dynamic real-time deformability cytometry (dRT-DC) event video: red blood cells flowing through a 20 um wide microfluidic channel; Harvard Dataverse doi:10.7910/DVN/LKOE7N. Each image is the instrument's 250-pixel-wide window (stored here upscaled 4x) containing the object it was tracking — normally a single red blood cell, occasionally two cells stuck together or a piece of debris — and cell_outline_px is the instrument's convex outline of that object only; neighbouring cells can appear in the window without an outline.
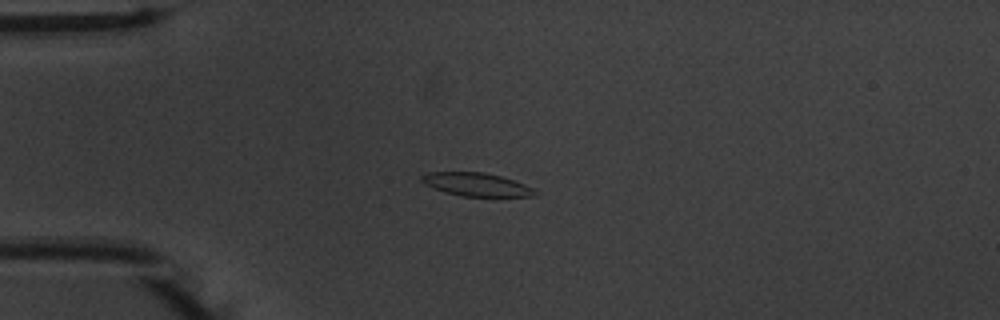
{"species": "common noctule bat (a hibernating species)", "species_latin": "Nyctalus noctula", "temperature_condition": "warm", "stored_images_in_passage": 43, "camera_frame_rate_fps": 3000, "um_per_image_px": 0.085, "animal": {"sex": "male", "body_mass_g": 20.1, "forearm_length_mm": 53.5}, "frame": {"image": 1, "passage_image": 3, "time_ms": 0.667, "image_size_px": [1000, 320], "cell_outline_px": [[540, 192], [532, 196], [460, 196], [444, 192], [432, 188], [424, 184], [420, 180], [420, 176], [428, 172], [484, 172], [500, 176], [524, 184]], "centroid_in_image_um": [40.44, 15.68], "position_along_channel_um": 44.6, "area_um2": 15.37}}
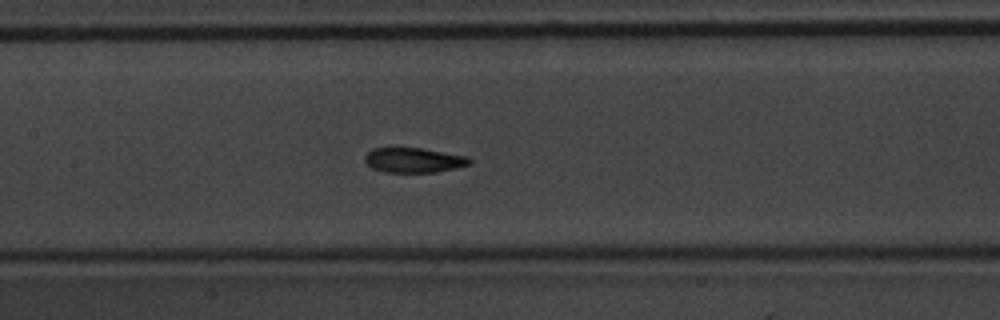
{"frame": {"image": 2, "passage_image": 15, "time_ms": 4.667, "image_size_px": [1000, 320], "cell_outline_px": [[472, 164], [456, 168], [436, 172], [384, 172], [372, 168], [364, 160], [364, 156], [372, 148], [420, 148], [468, 156], [472, 160]], "centroid_in_image_um": [35.19, 13.61], "position_along_channel_um": 172.2, "area_um2": 15.2}}
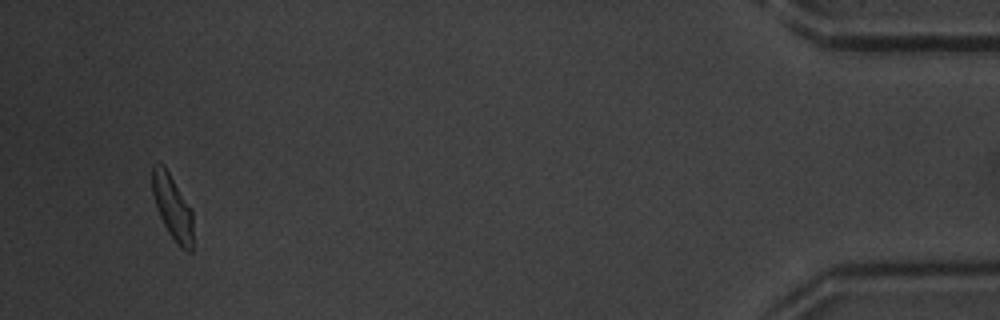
{"frame": {"image": 3, "passage_image": 41, "time_ms": 13.333, "image_size_px": [1000, 320], "cell_outline_px": [[192, 252], [188, 252], [180, 248], [176, 244], [168, 232], [156, 208], [152, 192], [152, 164], [164, 164], [192, 208]], "centroid_in_image_um": [14.66, 17.61], "position_along_channel_um": 420.5, "area_um2": 15.61}, "authors_computed_cell_mechanics": {"area_um2": 15.895, "velocity_mm_per_s": 3.7192, "shape_relaxation_time_tau1_ms": 2.1111, "shape_relaxation_time_tau2_ms": 1.7001, "deformation_change_tau1": 0.1334, "deformation_change_tau2": 0.0851}}